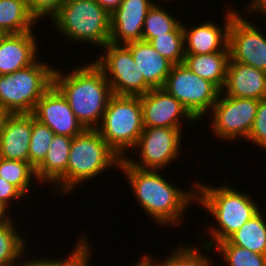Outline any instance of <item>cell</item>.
<instances>
[{
	"mask_svg": "<svg viewBox=\"0 0 266 266\" xmlns=\"http://www.w3.org/2000/svg\"><path fill=\"white\" fill-rule=\"evenodd\" d=\"M117 171L127 180L136 204L142 208L140 210L160 229H179L187 220L186 211L197 204L196 180L187 189L182 188L174 185L171 180L168 181L163 170H142L132 166L124 158Z\"/></svg>",
	"mask_w": 266,
	"mask_h": 266,
	"instance_id": "1",
	"label": "cell"
},
{
	"mask_svg": "<svg viewBox=\"0 0 266 266\" xmlns=\"http://www.w3.org/2000/svg\"><path fill=\"white\" fill-rule=\"evenodd\" d=\"M201 180L197 181L196 205L206 210L210 218L212 217V223L207 220L210 224L206 225L208 228L204 227L203 232L201 231L204 237L201 236L198 240H203L202 244L212 248L215 244L227 240L263 208L259 206L262 204L254 200L257 197H252V194L241 191L240 188H233L235 186L229 185L228 180L219 186H212Z\"/></svg>",
	"mask_w": 266,
	"mask_h": 266,
	"instance_id": "2",
	"label": "cell"
},
{
	"mask_svg": "<svg viewBox=\"0 0 266 266\" xmlns=\"http://www.w3.org/2000/svg\"><path fill=\"white\" fill-rule=\"evenodd\" d=\"M81 62L69 69L70 71L68 67L65 71L62 64L61 67L56 64L53 84L66 97L83 127L97 129L113 92L104 73L93 61Z\"/></svg>",
	"mask_w": 266,
	"mask_h": 266,
	"instance_id": "3",
	"label": "cell"
},
{
	"mask_svg": "<svg viewBox=\"0 0 266 266\" xmlns=\"http://www.w3.org/2000/svg\"><path fill=\"white\" fill-rule=\"evenodd\" d=\"M120 162L121 157L97 129H85L72 138L66 172L50 187L51 194L55 193V197L60 193L65 197L73 194L78 187L95 181L104 172L119 169Z\"/></svg>",
	"mask_w": 266,
	"mask_h": 266,
	"instance_id": "4",
	"label": "cell"
},
{
	"mask_svg": "<svg viewBox=\"0 0 266 266\" xmlns=\"http://www.w3.org/2000/svg\"><path fill=\"white\" fill-rule=\"evenodd\" d=\"M49 20L50 28L74 45L91 44L101 50L110 42V14L95 0H66Z\"/></svg>",
	"mask_w": 266,
	"mask_h": 266,
	"instance_id": "5",
	"label": "cell"
},
{
	"mask_svg": "<svg viewBox=\"0 0 266 266\" xmlns=\"http://www.w3.org/2000/svg\"><path fill=\"white\" fill-rule=\"evenodd\" d=\"M39 57L30 66L0 75V107L11 114L32 113L37 102L53 85L55 63ZM43 59V60H42Z\"/></svg>",
	"mask_w": 266,
	"mask_h": 266,
	"instance_id": "6",
	"label": "cell"
},
{
	"mask_svg": "<svg viewBox=\"0 0 266 266\" xmlns=\"http://www.w3.org/2000/svg\"><path fill=\"white\" fill-rule=\"evenodd\" d=\"M144 124L140 96L113 95L97 128L108 145L122 158L135 147Z\"/></svg>",
	"mask_w": 266,
	"mask_h": 266,
	"instance_id": "7",
	"label": "cell"
},
{
	"mask_svg": "<svg viewBox=\"0 0 266 266\" xmlns=\"http://www.w3.org/2000/svg\"><path fill=\"white\" fill-rule=\"evenodd\" d=\"M185 131L183 128L144 127L137 144L130 152L131 155H137V158L127 155L124 159L142 170L165 171L172 164L180 162L178 160L184 152V145L181 144Z\"/></svg>",
	"mask_w": 266,
	"mask_h": 266,
	"instance_id": "8",
	"label": "cell"
},
{
	"mask_svg": "<svg viewBox=\"0 0 266 266\" xmlns=\"http://www.w3.org/2000/svg\"><path fill=\"white\" fill-rule=\"evenodd\" d=\"M259 100L238 98L220 92L209 116L210 136L215 140L236 143V140H247L256 117ZM242 138V139H241ZM221 139V140H220ZM230 141V142H228Z\"/></svg>",
	"mask_w": 266,
	"mask_h": 266,
	"instance_id": "9",
	"label": "cell"
},
{
	"mask_svg": "<svg viewBox=\"0 0 266 266\" xmlns=\"http://www.w3.org/2000/svg\"><path fill=\"white\" fill-rule=\"evenodd\" d=\"M231 20L228 29V47L233 61L250 65L266 72V33L248 19L256 14V0H247ZM242 14H241V13ZM251 15V16H250ZM248 18H247V17ZM261 28V29H260Z\"/></svg>",
	"mask_w": 266,
	"mask_h": 266,
	"instance_id": "10",
	"label": "cell"
},
{
	"mask_svg": "<svg viewBox=\"0 0 266 266\" xmlns=\"http://www.w3.org/2000/svg\"><path fill=\"white\" fill-rule=\"evenodd\" d=\"M162 88L182 103L199 123L205 121L221 92L214 83L199 77L183 63L172 66Z\"/></svg>",
	"mask_w": 266,
	"mask_h": 266,
	"instance_id": "11",
	"label": "cell"
},
{
	"mask_svg": "<svg viewBox=\"0 0 266 266\" xmlns=\"http://www.w3.org/2000/svg\"><path fill=\"white\" fill-rule=\"evenodd\" d=\"M101 49L92 61L104 73L113 95L141 96L152 89L125 45L109 42Z\"/></svg>",
	"mask_w": 266,
	"mask_h": 266,
	"instance_id": "12",
	"label": "cell"
},
{
	"mask_svg": "<svg viewBox=\"0 0 266 266\" xmlns=\"http://www.w3.org/2000/svg\"><path fill=\"white\" fill-rule=\"evenodd\" d=\"M224 17L216 23L212 19H207L198 25L189 26L183 24L184 51L185 54H209L215 52H230L228 47V29L232 18L241 10L233 5L224 7ZM188 25V26H187ZM195 25V26H194Z\"/></svg>",
	"mask_w": 266,
	"mask_h": 266,
	"instance_id": "13",
	"label": "cell"
},
{
	"mask_svg": "<svg viewBox=\"0 0 266 266\" xmlns=\"http://www.w3.org/2000/svg\"><path fill=\"white\" fill-rule=\"evenodd\" d=\"M140 102L144 127L186 128L184 124L187 122L193 128L199 123L182 103L163 88L149 90L140 96Z\"/></svg>",
	"mask_w": 266,
	"mask_h": 266,
	"instance_id": "14",
	"label": "cell"
},
{
	"mask_svg": "<svg viewBox=\"0 0 266 266\" xmlns=\"http://www.w3.org/2000/svg\"><path fill=\"white\" fill-rule=\"evenodd\" d=\"M32 114L38 122L54 131L55 135L73 138L85 130L71 110L66 97L54 84L37 102Z\"/></svg>",
	"mask_w": 266,
	"mask_h": 266,
	"instance_id": "15",
	"label": "cell"
},
{
	"mask_svg": "<svg viewBox=\"0 0 266 266\" xmlns=\"http://www.w3.org/2000/svg\"><path fill=\"white\" fill-rule=\"evenodd\" d=\"M156 0H123L110 15V43L125 45L142 40L145 17Z\"/></svg>",
	"mask_w": 266,
	"mask_h": 266,
	"instance_id": "16",
	"label": "cell"
},
{
	"mask_svg": "<svg viewBox=\"0 0 266 266\" xmlns=\"http://www.w3.org/2000/svg\"><path fill=\"white\" fill-rule=\"evenodd\" d=\"M36 34L38 36V32L34 31L0 34V75L26 68L42 56L39 48L43 43L41 40L37 41L39 38Z\"/></svg>",
	"mask_w": 266,
	"mask_h": 266,
	"instance_id": "17",
	"label": "cell"
},
{
	"mask_svg": "<svg viewBox=\"0 0 266 266\" xmlns=\"http://www.w3.org/2000/svg\"><path fill=\"white\" fill-rule=\"evenodd\" d=\"M221 92L227 96L260 101L266 98V72L230 58Z\"/></svg>",
	"mask_w": 266,
	"mask_h": 266,
	"instance_id": "18",
	"label": "cell"
},
{
	"mask_svg": "<svg viewBox=\"0 0 266 266\" xmlns=\"http://www.w3.org/2000/svg\"><path fill=\"white\" fill-rule=\"evenodd\" d=\"M32 113L11 114L0 136V158L29 162Z\"/></svg>",
	"mask_w": 266,
	"mask_h": 266,
	"instance_id": "19",
	"label": "cell"
},
{
	"mask_svg": "<svg viewBox=\"0 0 266 266\" xmlns=\"http://www.w3.org/2000/svg\"><path fill=\"white\" fill-rule=\"evenodd\" d=\"M125 46L131 51L145 82L152 89L162 88L173 64L160 55L147 41L130 42Z\"/></svg>",
	"mask_w": 266,
	"mask_h": 266,
	"instance_id": "20",
	"label": "cell"
},
{
	"mask_svg": "<svg viewBox=\"0 0 266 266\" xmlns=\"http://www.w3.org/2000/svg\"><path fill=\"white\" fill-rule=\"evenodd\" d=\"M195 243L191 245L189 241L188 244L181 242L175 248L171 249L172 251L170 253L167 252L166 257L163 259L157 258L151 252L150 255L146 251L143 252V256L153 266H216L217 260L211 255L214 251L213 248L204 244H198L197 241Z\"/></svg>",
	"mask_w": 266,
	"mask_h": 266,
	"instance_id": "21",
	"label": "cell"
},
{
	"mask_svg": "<svg viewBox=\"0 0 266 266\" xmlns=\"http://www.w3.org/2000/svg\"><path fill=\"white\" fill-rule=\"evenodd\" d=\"M72 137L54 135L43 162L35 169L42 187L49 188L66 172Z\"/></svg>",
	"mask_w": 266,
	"mask_h": 266,
	"instance_id": "22",
	"label": "cell"
},
{
	"mask_svg": "<svg viewBox=\"0 0 266 266\" xmlns=\"http://www.w3.org/2000/svg\"><path fill=\"white\" fill-rule=\"evenodd\" d=\"M230 52L185 54L183 64L199 77L214 83L220 90L226 82Z\"/></svg>",
	"mask_w": 266,
	"mask_h": 266,
	"instance_id": "23",
	"label": "cell"
},
{
	"mask_svg": "<svg viewBox=\"0 0 266 266\" xmlns=\"http://www.w3.org/2000/svg\"><path fill=\"white\" fill-rule=\"evenodd\" d=\"M39 23L30 13L26 0H0V34L40 31Z\"/></svg>",
	"mask_w": 266,
	"mask_h": 266,
	"instance_id": "24",
	"label": "cell"
},
{
	"mask_svg": "<svg viewBox=\"0 0 266 266\" xmlns=\"http://www.w3.org/2000/svg\"><path fill=\"white\" fill-rule=\"evenodd\" d=\"M17 224L20 223L14 218L0 225V266H17L22 256L30 250L31 246L26 244L32 245V243H26L28 240L23 237L26 235L24 232L22 235L19 230L23 228L18 227Z\"/></svg>",
	"mask_w": 266,
	"mask_h": 266,
	"instance_id": "25",
	"label": "cell"
},
{
	"mask_svg": "<svg viewBox=\"0 0 266 266\" xmlns=\"http://www.w3.org/2000/svg\"><path fill=\"white\" fill-rule=\"evenodd\" d=\"M83 232L80 231L78 234V239L74 242V248L71 247V252L68 255H63L62 258L57 256H51L52 258L47 256L45 258V256L40 255L39 258L37 254L35 258V256H28L25 253L17 266H78L94 250L92 240H90L91 237L87 236L89 233H85V229Z\"/></svg>",
	"mask_w": 266,
	"mask_h": 266,
	"instance_id": "26",
	"label": "cell"
},
{
	"mask_svg": "<svg viewBox=\"0 0 266 266\" xmlns=\"http://www.w3.org/2000/svg\"><path fill=\"white\" fill-rule=\"evenodd\" d=\"M227 241L258 254L266 255V213L262 209Z\"/></svg>",
	"mask_w": 266,
	"mask_h": 266,
	"instance_id": "27",
	"label": "cell"
},
{
	"mask_svg": "<svg viewBox=\"0 0 266 266\" xmlns=\"http://www.w3.org/2000/svg\"><path fill=\"white\" fill-rule=\"evenodd\" d=\"M160 1H162L163 5L160 4ZM172 1L158 0V3L155 2L149 9L144 21L142 40L149 42L152 38L157 37V35H166V33L172 32L182 22L177 14L174 15L172 12L168 11ZM174 2H176L177 5L178 2L176 0H174Z\"/></svg>",
	"mask_w": 266,
	"mask_h": 266,
	"instance_id": "28",
	"label": "cell"
},
{
	"mask_svg": "<svg viewBox=\"0 0 266 266\" xmlns=\"http://www.w3.org/2000/svg\"><path fill=\"white\" fill-rule=\"evenodd\" d=\"M0 177L15 185L27 198L33 191V183L34 186H42L39 185L35 168L29 162L0 158Z\"/></svg>",
	"mask_w": 266,
	"mask_h": 266,
	"instance_id": "29",
	"label": "cell"
},
{
	"mask_svg": "<svg viewBox=\"0 0 266 266\" xmlns=\"http://www.w3.org/2000/svg\"><path fill=\"white\" fill-rule=\"evenodd\" d=\"M212 248L215 250L213 253L220 255L218 257L227 266H266V255L232 245L227 240L215 244Z\"/></svg>",
	"mask_w": 266,
	"mask_h": 266,
	"instance_id": "30",
	"label": "cell"
},
{
	"mask_svg": "<svg viewBox=\"0 0 266 266\" xmlns=\"http://www.w3.org/2000/svg\"><path fill=\"white\" fill-rule=\"evenodd\" d=\"M149 43L164 58L173 65L181 64L184 61V34L183 22H181L172 32L166 35H157Z\"/></svg>",
	"mask_w": 266,
	"mask_h": 266,
	"instance_id": "31",
	"label": "cell"
},
{
	"mask_svg": "<svg viewBox=\"0 0 266 266\" xmlns=\"http://www.w3.org/2000/svg\"><path fill=\"white\" fill-rule=\"evenodd\" d=\"M54 131L38 122L32 114V133L29 145V163L36 169L45 159Z\"/></svg>",
	"mask_w": 266,
	"mask_h": 266,
	"instance_id": "32",
	"label": "cell"
},
{
	"mask_svg": "<svg viewBox=\"0 0 266 266\" xmlns=\"http://www.w3.org/2000/svg\"><path fill=\"white\" fill-rule=\"evenodd\" d=\"M247 144H253L261 151H266V98L259 101L256 117L249 136L246 140Z\"/></svg>",
	"mask_w": 266,
	"mask_h": 266,
	"instance_id": "33",
	"label": "cell"
},
{
	"mask_svg": "<svg viewBox=\"0 0 266 266\" xmlns=\"http://www.w3.org/2000/svg\"><path fill=\"white\" fill-rule=\"evenodd\" d=\"M30 13L37 21L46 22L44 18H52L66 0H26ZM43 20V21H42Z\"/></svg>",
	"mask_w": 266,
	"mask_h": 266,
	"instance_id": "34",
	"label": "cell"
},
{
	"mask_svg": "<svg viewBox=\"0 0 266 266\" xmlns=\"http://www.w3.org/2000/svg\"><path fill=\"white\" fill-rule=\"evenodd\" d=\"M24 199L28 200V198L15 185L0 177V201L4 205H6L10 210L12 208L14 210L16 208L13 206H16V204L21 206L19 200L21 202Z\"/></svg>",
	"mask_w": 266,
	"mask_h": 266,
	"instance_id": "35",
	"label": "cell"
},
{
	"mask_svg": "<svg viewBox=\"0 0 266 266\" xmlns=\"http://www.w3.org/2000/svg\"><path fill=\"white\" fill-rule=\"evenodd\" d=\"M110 15L121 5L123 0H95Z\"/></svg>",
	"mask_w": 266,
	"mask_h": 266,
	"instance_id": "36",
	"label": "cell"
},
{
	"mask_svg": "<svg viewBox=\"0 0 266 266\" xmlns=\"http://www.w3.org/2000/svg\"><path fill=\"white\" fill-rule=\"evenodd\" d=\"M14 216L10 209L0 201V225L13 220Z\"/></svg>",
	"mask_w": 266,
	"mask_h": 266,
	"instance_id": "37",
	"label": "cell"
},
{
	"mask_svg": "<svg viewBox=\"0 0 266 266\" xmlns=\"http://www.w3.org/2000/svg\"><path fill=\"white\" fill-rule=\"evenodd\" d=\"M10 115H11L10 112H8L4 108L0 107V136H1V133L4 129L5 123H6V121Z\"/></svg>",
	"mask_w": 266,
	"mask_h": 266,
	"instance_id": "38",
	"label": "cell"
},
{
	"mask_svg": "<svg viewBox=\"0 0 266 266\" xmlns=\"http://www.w3.org/2000/svg\"><path fill=\"white\" fill-rule=\"evenodd\" d=\"M139 257L140 259H137V262H134L130 266H153L142 254Z\"/></svg>",
	"mask_w": 266,
	"mask_h": 266,
	"instance_id": "39",
	"label": "cell"
},
{
	"mask_svg": "<svg viewBox=\"0 0 266 266\" xmlns=\"http://www.w3.org/2000/svg\"><path fill=\"white\" fill-rule=\"evenodd\" d=\"M256 14L262 16V18L266 20V6H262L257 0H256Z\"/></svg>",
	"mask_w": 266,
	"mask_h": 266,
	"instance_id": "40",
	"label": "cell"
},
{
	"mask_svg": "<svg viewBox=\"0 0 266 266\" xmlns=\"http://www.w3.org/2000/svg\"><path fill=\"white\" fill-rule=\"evenodd\" d=\"M92 253L93 251L78 266H91L90 264L94 262L92 261V257L94 256Z\"/></svg>",
	"mask_w": 266,
	"mask_h": 266,
	"instance_id": "41",
	"label": "cell"
},
{
	"mask_svg": "<svg viewBox=\"0 0 266 266\" xmlns=\"http://www.w3.org/2000/svg\"><path fill=\"white\" fill-rule=\"evenodd\" d=\"M262 6H266V0H257Z\"/></svg>",
	"mask_w": 266,
	"mask_h": 266,
	"instance_id": "42",
	"label": "cell"
}]
</instances>
